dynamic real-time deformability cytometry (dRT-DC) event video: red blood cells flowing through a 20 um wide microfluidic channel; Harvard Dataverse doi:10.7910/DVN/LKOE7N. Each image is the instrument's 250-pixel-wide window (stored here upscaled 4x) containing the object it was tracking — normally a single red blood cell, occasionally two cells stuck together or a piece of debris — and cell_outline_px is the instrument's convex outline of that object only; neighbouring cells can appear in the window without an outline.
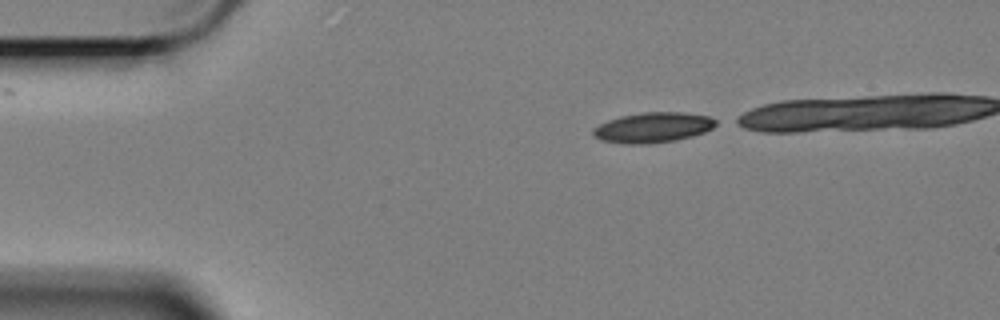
{"species": "Egyptian fruit bat (a non-hibernating species)", "species_latin": "Rousettus aegyptiacus", "temperature_condition": "cold", "stored_images_in_passage": 16, "camera_frame_rate_fps": 3000, "um_per_image_px": 0.085, "animal": {"sex": "female"}, "frame": {"image": 1, "passage_image": 1, "time_ms": 0.0, "image_size_px": [1000, 320], "cell_outline_px": [[720, 124], [704, 132], [692, 136], [676, 140], [648, 144], [624, 144], [600, 140], [592, 136], [592, 128], [608, 120], [620, 116], [644, 112], [680, 112], [708, 116], [716, 120]], "centroid_in_image_um": [55.48, 10.84], "position_along_channel_um": 29.5, "area_um2": 21.79}}
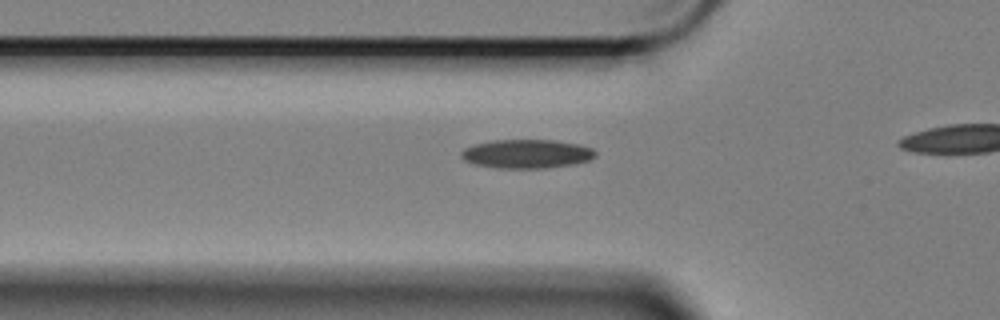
{"frame": {"image": 2, "passage_image": 10, "time_ms": 3.0, "image_size_px": [1000, 320], "cell_outline_px": [[596, 156], [588, 160], [572, 164], [544, 168], [496, 168], [476, 164], [464, 160], [460, 156], [460, 152], [464, 148], [472, 144], [492, 140], [556, 140], [580, 144], [592, 148], [596, 152]], "centroid_in_image_um": [44.75, 13.06], "position_along_channel_um": 81.1, "area_um2": 22.66}}
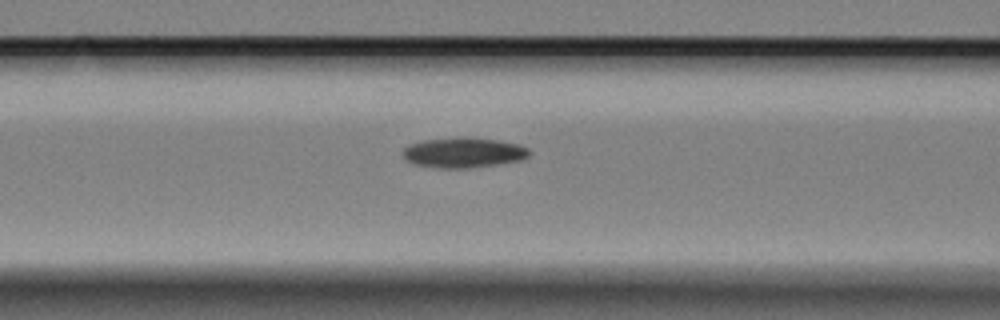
{"frame": {"image": 3, "passage_image": 14, "time_ms": 4.333, "image_size_px": [1000, 320], "cell_outline_px": [[528, 156], [520, 160], [496, 164], [468, 168], [440, 168], [416, 164], [408, 160], [404, 156], [404, 148], [408, 144], [424, 140], [472, 136], [520, 144], [528, 148]], "centroid_in_image_um": [39.41, 12.95], "position_along_channel_um": 127.2, "area_um2": 22.02}}